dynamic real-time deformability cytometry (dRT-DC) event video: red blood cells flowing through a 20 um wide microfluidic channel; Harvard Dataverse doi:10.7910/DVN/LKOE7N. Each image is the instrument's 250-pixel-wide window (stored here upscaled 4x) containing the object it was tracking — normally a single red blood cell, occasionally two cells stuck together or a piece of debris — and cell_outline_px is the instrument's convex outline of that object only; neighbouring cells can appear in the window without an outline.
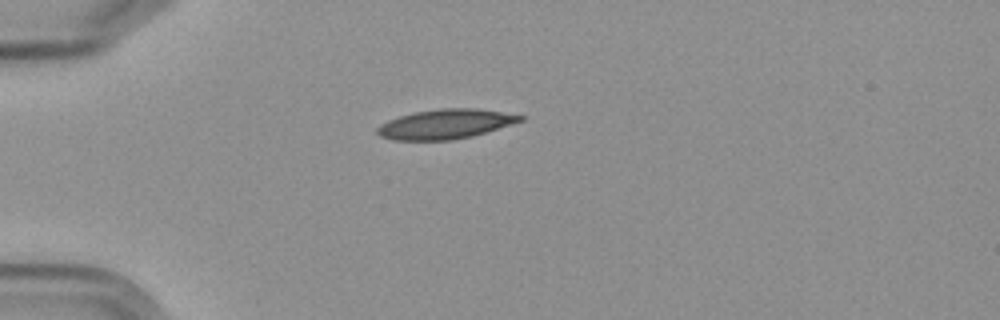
{"species": "Egyptian fruit bat (a non-hibernating species)", "species_latin": "Rousettus aegyptiacus", "temperature_condition": "cold", "stored_images_in_passage": 2, "camera_frame_rate_fps": 3000, "um_per_image_px": 0.085, "frame": {"image": 1, "passage_image": 2, "time_ms": 1.333, "image_size_px": [1000, 320], "cell_outline_px": [[524, 120], [472, 136], [452, 140], [392, 140], [380, 136], [376, 132], [376, 128], [380, 124], [388, 120], [412, 112], [440, 108], [476, 108], [524, 116]], "centroid_in_image_um": [37.81, 10.54], "position_along_channel_um": 47.2, "area_um2": 24.57}}